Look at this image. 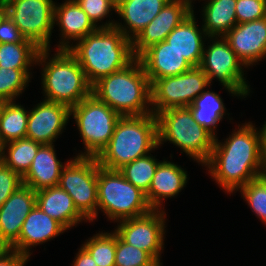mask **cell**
<instances>
[{"label":"cell","instance_id":"6da1fadb","mask_svg":"<svg viewBox=\"0 0 266 266\" xmlns=\"http://www.w3.org/2000/svg\"><path fill=\"white\" fill-rule=\"evenodd\" d=\"M254 125L252 122L238 125L224 142L215 137L211 156L203 165L215 183L230 195L248 182L266 175L259 128Z\"/></svg>","mask_w":266,"mask_h":266},{"label":"cell","instance_id":"7a4b0ae2","mask_svg":"<svg viewBox=\"0 0 266 266\" xmlns=\"http://www.w3.org/2000/svg\"><path fill=\"white\" fill-rule=\"evenodd\" d=\"M68 50L77 58L91 85L124 69L136 59L132 40L116 27L98 28Z\"/></svg>","mask_w":266,"mask_h":266},{"label":"cell","instance_id":"3957f363","mask_svg":"<svg viewBox=\"0 0 266 266\" xmlns=\"http://www.w3.org/2000/svg\"><path fill=\"white\" fill-rule=\"evenodd\" d=\"M40 49L36 65L41 68V84L45 100L67 105L79 104L92 94V85L77 58L68 49Z\"/></svg>","mask_w":266,"mask_h":266},{"label":"cell","instance_id":"277c9868","mask_svg":"<svg viewBox=\"0 0 266 266\" xmlns=\"http://www.w3.org/2000/svg\"><path fill=\"white\" fill-rule=\"evenodd\" d=\"M92 94L121 116L153 113L151 84L137 58L124 69L100 78L92 85Z\"/></svg>","mask_w":266,"mask_h":266},{"label":"cell","instance_id":"5b68a950","mask_svg":"<svg viewBox=\"0 0 266 266\" xmlns=\"http://www.w3.org/2000/svg\"><path fill=\"white\" fill-rule=\"evenodd\" d=\"M158 148L156 115L121 116L108 145L96 158L100 167L119 170Z\"/></svg>","mask_w":266,"mask_h":266},{"label":"cell","instance_id":"8992f818","mask_svg":"<svg viewBox=\"0 0 266 266\" xmlns=\"http://www.w3.org/2000/svg\"><path fill=\"white\" fill-rule=\"evenodd\" d=\"M158 147L170 142L202 166L209 160L215 137L199 125L189 107H174L156 114Z\"/></svg>","mask_w":266,"mask_h":266},{"label":"cell","instance_id":"52a82bcc","mask_svg":"<svg viewBox=\"0 0 266 266\" xmlns=\"http://www.w3.org/2000/svg\"><path fill=\"white\" fill-rule=\"evenodd\" d=\"M97 194V217L101 210L111 222L139 217L152 210L144 192L127 181L118 170L100 167L98 161Z\"/></svg>","mask_w":266,"mask_h":266},{"label":"cell","instance_id":"ba28073f","mask_svg":"<svg viewBox=\"0 0 266 266\" xmlns=\"http://www.w3.org/2000/svg\"><path fill=\"white\" fill-rule=\"evenodd\" d=\"M70 116L75 120L84 151L76 156L97 157L108 145L121 115L93 94L70 108Z\"/></svg>","mask_w":266,"mask_h":266},{"label":"cell","instance_id":"9c48e42d","mask_svg":"<svg viewBox=\"0 0 266 266\" xmlns=\"http://www.w3.org/2000/svg\"><path fill=\"white\" fill-rule=\"evenodd\" d=\"M204 46L200 68L207 75L209 83L217 79L224 89L238 98L250 95V85L244 77L247 68L230 48L224 37H208Z\"/></svg>","mask_w":266,"mask_h":266},{"label":"cell","instance_id":"30bf717a","mask_svg":"<svg viewBox=\"0 0 266 266\" xmlns=\"http://www.w3.org/2000/svg\"><path fill=\"white\" fill-rule=\"evenodd\" d=\"M58 186L66 191L77 210L89 221L97 218V158L74 156L61 171Z\"/></svg>","mask_w":266,"mask_h":266},{"label":"cell","instance_id":"8fae6325","mask_svg":"<svg viewBox=\"0 0 266 266\" xmlns=\"http://www.w3.org/2000/svg\"><path fill=\"white\" fill-rule=\"evenodd\" d=\"M207 75L197 66L186 72L156 79L151 84L153 114L174 107H188L207 88H211Z\"/></svg>","mask_w":266,"mask_h":266},{"label":"cell","instance_id":"7c38bea8","mask_svg":"<svg viewBox=\"0 0 266 266\" xmlns=\"http://www.w3.org/2000/svg\"><path fill=\"white\" fill-rule=\"evenodd\" d=\"M8 16L25 37L40 49H50L54 29L53 0H5Z\"/></svg>","mask_w":266,"mask_h":266},{"label":"cell","instance_id":"4fadbf2b","mask_svg":"<svg viewBox=\"0 0 266 266\" xmlns=\"http://www.w3.org/2000/svg\"><path fill=\"white\" fill-rule=\"evenodd\" d=\"M166 215L164 210L152 209L145 215L119 221L114 232L123 242L142 249L162 265Z\"/></svg>","mask_w":266,"mask_h":266},{"label":"cell","instance_id":"5bb4252c","mask_svg":"<svg viewBox=\"0 0 266 266\" xmlns=\"http://www.w3.org/2000/svg\"><path fill=\"white\" fill-rule=\"evenodd\" d=\"M193 0H170L156 17L132 40L137 58L150 46L166 39L169 33L193 12Z\"/></svg>","mask_w":266,"mask_h":266},{"label":"cell","instance_id":"9a60e30c","mask_svg":"<svg viewBox=\"0 0 266 266\" xmlns=\"http://www.w3.org/2000/svg\"><path fill=\"white\" fill-rule=\"evenodd\" d=\"M43 101L29 110L26 137L41 144H54L70 119V108L62 103Z\"/></svg>","mask_w":266,"mask_h":266},{"label":"cell","instance_id":"2e32d148","mask_svg":"<svg viewBox=\"0 0 266 266\" xmlns=\"http://www.w3.org/2000/svg\"><path fill=\"white\" fill-rule=\"evenodd\" d=\"M36 205V191L22 185L0 207V248H10L19 238L24 220Z\"/></svg>","mask_w":266,"mask_h":266},{"label":"cell","instance_id":"e0dca14e","mask_svg":"<svg viewBox=\"0 0 266 266\" xmlns=\"http://www.w3.org/2000/svg\"><path fill=\"white\" fill-rule=\"evenodd\" d=\"M223 37L247 68L265 60L266 17L236 24Z\"/></svg>","mask_w":266,"mask_h":266},{"label":"cell","instance_id":"ac0fdd59","mask_svg":"<svg viewBox=\"0 0 266 266\" xmlns=\"http://www.w3.org/2000/svg\"><path fill=\"white\" fill-rule=\"evenodd\" d=\"M137 59L149 78L150 84L156 79L182 74L193 67L165 40L150 46Z\"/></svg>","mask_w":266,"mask_h":266},{"label":"cell","instance_id":"d6986e66","mask_svg":"<svg viewBox=\"0 0 266 266\" xmlns=\"http://www.w3.org/2000/svg\"><path fill=\"white\" fill-rule=\"evenodd\" d=\"M66 230L61 223L35 205L24 220L18 240L10 248L19 251L29 259L32 247L53 240Z\"/></svg>","mask_w":266,"mask_h":266},{"label":"cell","instance_id":"ffe728a7","mask_svg":"<svg viewBox=\"0 0 266 266\" xmlns=\"http://www.w3.org/2000/svg\"><path fill=\"white\" fill-rule=\"evenodd\" d=\"M53 23L61 31L57 49H69L76 41L98 29L75 0H65L62 4L55 2Z\"/></svg>","mask_w":266,"mask_h":266},{"label":"cell","instance_id":"44dd1931","mask_svg":"<svg viewBox=\"0 0 266 266\" xmlns=\"http://www.w3.org/2000/svg\"><path fill=\"white\" fill-rule=\"evenodd\" d=\"M188 179L184 168L164 158L156 168L150 188L145 194L150 207L165 210L163 201L177 196L186 187Z\"/></svg>","mask_w":266,"mask_h":266},{"label":"cell","instance_id":"7402d4cb","mask_svg":"<svg viewBox=\"0 0 266 266\" xmlns=\"http://www.w3.org/2000/svg\"><path fill=\"white\" fill-rule=\"evenodd\" d=\"M170 0H123L116 6V15L121 21H115L114 27L127 38L133 40L161 11ZM120 22V23H119Z\"/></svg>","mask_w":266,"mask_h":266},{"label":"cell","instance_id":"603a6c76","mask_svg":"<svg viewBox=\"0 0 266 266\" xmlns=\"http://www.w3.org/2000/svg\"><path fill=\"white\" fill-rule=\"evenodd\" d=\"M205 39V40H204ZM208 39L203 26H198L193 12L187 16L177 27H175L165 41L172 48L184 56V58L193 66H200L204 43Z\"/></svg>","mask_w":266,"mask_h":266},{"label":"cell","instance_id":"cb8c5ba5","mask_svg":"<svg viewBox=\"0 0 266 266\" xmlns=\"http://www.w3.org/2000/svg\"><path fill=\"white\" fill-rule=\"evenodd\" d=\"M54 144H43L32 161L27 173L22 177L23 184L35 191L58 186L65 163L57 159Z\"/></svg>","mask_w":266,"mask_h":266},{"label":"cell","instance_id":"d4e9b609","mask_svg":"<svg viewBox=\"0 0 266 266\" xmlns=\"http://www.w3.org/2000/svg\"><path fill=\"white\" fill-rule=\"evenodd\" d=\"M36 205L67 230L88 220L77 210L71 196L59 186L36 191Z\"/></svg>","mask_w":266,"mask_h":266},{"label":"cell","instance_id":"484cf974","mask_svg":"<svg viewBox=\"0 0 266 266\" xmlns=\"http://www.w3.org/2000/svg\"><path fill=\"white\" fill-rule=\"evenodd\" d=\"M204 1L201 15L204 23L202 26L206 35L208 37H223L237 24L235 10L237 0Z\"/></svg>","mask_w":266,"mask_h":266},{"label":"cell","instance_id":"4316f807","mask_svg":"<svg viewBox=\"0 0 266 266\" xmlns=\"http://www.w3.org/2000/svg\"><path fill=\"white\" fill-rule=\"evenodd\" d=\"M193 114L194 120L217 137L216 129L218 123L225 119L227 109L223 99L218 93L210 91L207 87L195 100L188 106Z\"/></svg>","mask_w":266,"mask_h":266},{"label":"cell","instance_id":"83f0119b","mask_svg":"<svg viewBox=\"0 0 266 266\" xmlns=\"http://www.w3.org/2000/svg\"><path fill=\"white\" fill-rule=\"evenodd\" d=\"M40 142L30 138H21L3 145L0 161L12 171L23 177L29 170L38 149L42 146Z\"/></svg>","mask_w":266,"mask_h":266},{"label":"cell","instance_id":"f1b7e54d","mask_svg":"<svg viewBox=\"0 0 266 266\" xmlns=\"http://www.w3.org/2000/svg\"><path fill=\"white\" fill-rule=\"evenodd\" d=\"M29 111L16 101L0 102V141L6 144L26 137Z\"/></svg>","mask_w":266,"mask_h":266},{"label":"cell","instance_id":"f546056e","mask_svg":"<svg viewBox=\"0 0 266 266\" xmlns=\"http://www.w3.org/2000/svg\"><path fill=\"white\" fill-rule=\"evenodd\" d=\"M40 48L31 40L0 43V67L5 69H33ZM33 64V65H32Z\"/></svg>","mask_w":266,"mask_h":266},{"label":"cell","instance_id":"4dcf8cb0","mask_svg":"<svg viewBox=\"0 0 266 266\" xmlns=\"http://www.w3.org/2000/svg\"><path fill=\"white\" fill-rule=\"evenodd\" d=\"M160 162L161 161H158L155 156L149 153L146 156L137 158L136 160L124 165L118 171L127 181L146 194L150 188L156 168Z\"/></svg>","mask_w":266,"mask_h":266},{"label":"cell","instance_id":"1f68e13d","mask_svg":"<svg viewBox=\"0 0 266 266\" xmlns=\"http://www.w3.org/2000/svg\"><path fill=\"white\" fill-rule=\"evenodd\" d=\"M82 246L98 266H115L116 233L100 232L86 239Z\"/></svg>","mask_w":266,"mask_h":266},{"label":"cell","instance_id":"d6a6232c","mask_svg":"<svg viewBox=\"0 0 266 266\" xmlns=\"http://www.w3.org/2000/svg\"><path fill=\"white\" fill-rule=\"evenodd\" d=\"M31 69L0 67V102L15 101L28 87Z\"/></svg>","mask_w":266,"mask_h":266},{"label":"cell","instance_id":"836d02e7","mask_svg":"<svg viewBox=\"0 0 266 266\" xmlns=\"http://www.w3.org/2000/svg\"><path fill=\"white\" fill-rule=\"evenodd\" d=\"M237 191L241 192V197L256 217L266 225V175L248 182Z\"/></svg>","mask_w":266,"mask_h":266},{"label":"cell","instance_id":"e575fe53","mask_svg":"<svg viewBox=\"0 0 266 266\" xmlns=\"http://www.w3.org/2000/svg\"><path fill=\"white\" fill-rule=\"evenodd\" d=\"M115 266H160L147 252L123 242L116 234Z\"/></svg>","mask_w":266,"mask_h":266},{"label":"cell","instance_id":"d590c367","mask_svg":"<svg viewBox=\"0 0 266 266\" xmlns=\"http://www.w3.org/2000/svg\"><path fill=\"white\" fill-rule=\"evenodd\" d=\"M88 18L97 28H111L115 25V20L102 22L104 18L110 17L112 11L116 12V6L110 0H75ZM111 13V14H110ZM100 22V23H98ZM104 23V24H103ZM100 24V25H98Z\"/></svg>","mask_w":266,"mask_h":266},{"label":"cell","instance_id":"8d00e7d4","mask_svg":"<svg viewBox=\"0 0 266 266\" xmlns=\"http://www.w3.org/2000/svg\"><path fill=\"white\" fill-rule=\"evenodd\" d=\"M237 24L251 22L266 17V0H237Z\"/></svg>","mask_w":266,"mask_h":266},{"label":"cell","instance_id":"74e56055","mask_svg":"<svg viewBox=\"0 0 266 266\" xmlns=\"http://www.w3.org/2000/svg\"><path fill=\"white\" fill-rule=\"evenodd\" d=\"M22 185V177L0 161V207Z\"/></svg>","mask_w":266,"mask_h":266},{"label":"cell","instance_id":"f35d334b","mask_svg":"<svg viewBox=\"0 0 266 266\" xmlns=\"http://www.w3.org/2000/svg\"><path fill=\"white\" fill-rule=\"evenodd\" d=\"M25 37L15 23L7 16L0 25V43L23 42Z\"/></svg>","mask_w":266,"mask_h":266},{"label":"cell","instance_id":"ab89813d","mask_svg":"<svg viewBox=\"0 0 266 266\" xmlns=\"http://www.w3.org/2000/svg\"><path fill=\"white\" fill-rule=\"evenodd\" d=\"M29 259L19 251L0 248V266H25Z\"/></svg>","mask_w":266,"mask_h":266},{"label":"cell","instance_id":"60d3db41","mask_svg":"<svg viewBox=\"0 0 266 266\" xmlns=\"http://www.w3.org/2000/svg\"><path fill=\"white\" fill-rule=\"evenodd\" d=\"M72 266H98L90 253L81 246L78 253H76Z\"/></svg>","mask_w":266,"mask_h":266},{"label":"cell","instance_id":"b9f144b4","mask_svg":"<svg viewBox=\"0 0 266 266\" xmlns=\"http://www.w3.org/2000/svg\"><path fill=\"white\" fill-rule=\"evenodd\" d=\"M259 135L260 152L264 160L266 161V121L263 126L257 130Z\"/></svg>","mask_w":266,"mask_h":266},{"label":"cell","instance_id":"7bdbcfd3","mask_svg":"<svg viewBox=\"0 0 266 266\" xmlns=\"http://www.w3.org/2000/svg\"><path fill=\"white\" fill-rule=\"evenodd\" d=\"M8 16V7L5 0H0V25L3 20Z\"/></svg>","mask_w":266,"mask_h":266},{"label":"cell","instance_id":"ee69618b","mask_svg":"<svg viewBox=\"0 0 266 266\" xmlns=\"http://www.w3.org/2000/svg\"><path fill=\"white\" fill-rule=\"evenodd\" d=\"M115 6H118L123 0H110Z\"/></svg>","mask_w":266,"mask_h":266},{"label":"cell","instance_id":"f6af8a7d","mask_svg":"<svg viewBox=\"0 0 266 266\" xmlns=\"http://www.w3.org/2000/svg\"><path fill=\"white\" fill-rule=\"evenodd\" d=\"M2 147H3V144H2V142L0 141V155H1V152H2Z\"/></svg>","mask_w":266,"mask_h":266}]
</instances>
